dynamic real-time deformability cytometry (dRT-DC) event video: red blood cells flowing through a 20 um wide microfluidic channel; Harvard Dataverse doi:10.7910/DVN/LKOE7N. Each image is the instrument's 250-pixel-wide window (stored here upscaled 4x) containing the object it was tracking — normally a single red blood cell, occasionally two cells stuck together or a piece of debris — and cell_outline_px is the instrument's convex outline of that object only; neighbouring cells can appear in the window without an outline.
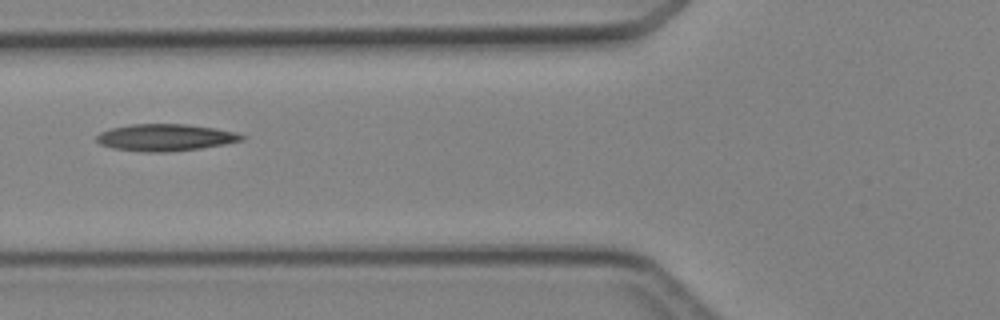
{"species": "Egyptian fruit bat (a non-hibernating species)", "species_latin": "Rousettus aegyptiacus", "temperature_condition": "cold", "stored_images_in_passage": 6, "camera_frame_rate_fps": 3000, "um_per_image_px": 0.085, "animal": {"sex": "female"}, "frame": {"image": 1, "passage_image": 6, "time_ms": 6.0, "image_size_px": [1000, 320], "cell_outline_px": [[248, 136], [244, 140], [224, 144], [200, 148], [164, 152], [144, 152], [112, 148], [100, 144], [96, 140], [96, 136], [100, 132], [112, 128], [132, 124], [184, 124], [216, 128], [236, 132]], "centroid_in_image_um": [14.08, 11.68], "position_along_channel_um": 111.7, "area_um2": 22.77}}